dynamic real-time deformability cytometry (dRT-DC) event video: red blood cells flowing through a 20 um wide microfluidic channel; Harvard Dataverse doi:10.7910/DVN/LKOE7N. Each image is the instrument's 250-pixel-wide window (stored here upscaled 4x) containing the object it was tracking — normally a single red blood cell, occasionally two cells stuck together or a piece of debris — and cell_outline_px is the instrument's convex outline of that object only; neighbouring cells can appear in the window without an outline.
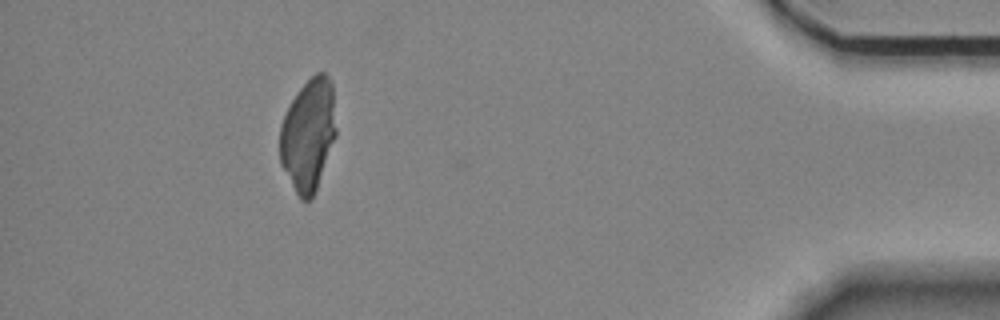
{"species": "Egyptian fruit bat (a non-hibernating species)", "species_latin": "Rousettus aegyptiacus", "temperature_condition": "room temperature", "stored_images_in_passage": 39, "camera_frame_rate_fps": 3000, "um_per_image_px": 0.085, "animal": {"sex": "female"}, "frame": {"image": 1, "passage_image": 34, "time_ms": 11.0, "image_size_px": [1000, 320], "cell_outline_px": [[336, 136], [312, 200], [300, 200], [280, 164], [280, 124], [292, 100], [300, 88], [316, 72], [324, 72], [328, 76], [332, 84], [336, 128]], "centroid_in_image_um": [26.2, 11.47], "position_along_channel_um": 409.0, "area_um2": 36.7}}